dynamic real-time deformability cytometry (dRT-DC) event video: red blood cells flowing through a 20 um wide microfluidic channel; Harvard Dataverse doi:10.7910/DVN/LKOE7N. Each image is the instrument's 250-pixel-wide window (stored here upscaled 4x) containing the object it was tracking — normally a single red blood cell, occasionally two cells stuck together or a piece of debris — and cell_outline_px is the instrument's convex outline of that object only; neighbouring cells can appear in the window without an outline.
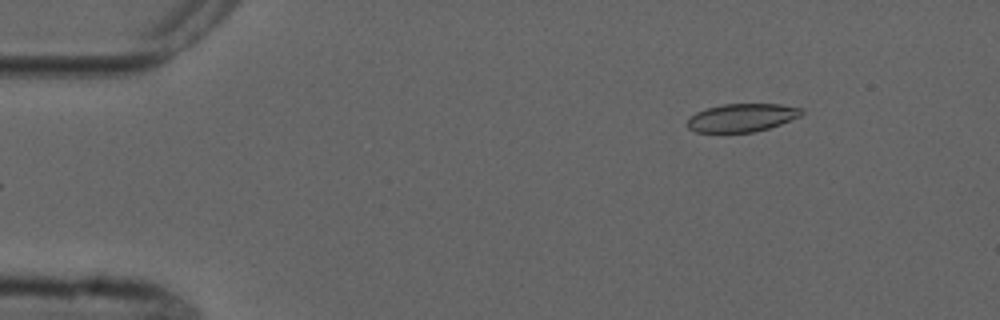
{"species": "common noctule bat (a hibernating species)", "species_latin": "Nyctalus noctula", "temperature_condition": "cold", "stored_images_in_passage": 5, "camera_frame_rate_fps": 3000, "um_per_image_px": 0.085, "animal": {"sex": "male", "forearm_length_mm": 52.5}, "frame": {"image": 1, "passage_image": 1, "time_ms": 0.0, "image_size_px": [1000, 320], "cell_outline_px": [[804, 112], [800, 116], [780, 124], [768, 128], [752, 132], [696, 132], [688, 128], [688, 120], [696, 112], [708, 108], [724, 104], [780, 104], [804, 108]], "centroid_in_image_um": [63.1, 9.99], "position_along_channel_um": 21.9, "area_um2": 18.55}}